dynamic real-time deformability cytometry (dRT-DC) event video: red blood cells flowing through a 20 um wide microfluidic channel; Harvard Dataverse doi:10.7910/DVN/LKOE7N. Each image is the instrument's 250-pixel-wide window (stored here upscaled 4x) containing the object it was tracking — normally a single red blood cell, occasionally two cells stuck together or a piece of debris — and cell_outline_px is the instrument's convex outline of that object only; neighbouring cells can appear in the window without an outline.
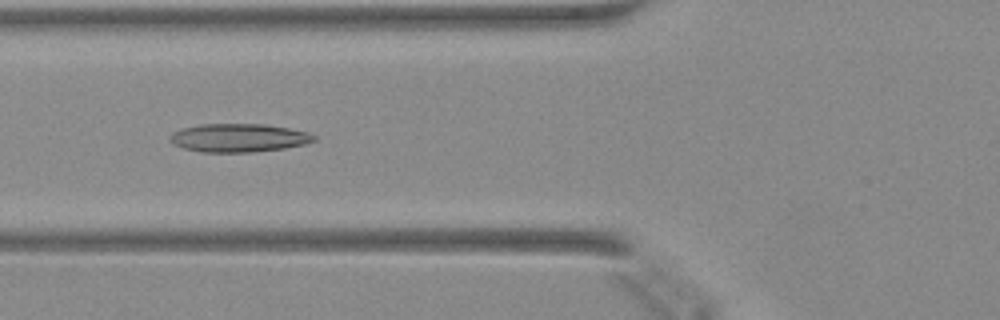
{"species": "Egyptian fruit bat (a non-hibernating species)", "species_latin": "Rousettus aegyptiacus", "temperature_condition": "warm", "stored_images_in_passage": 48, "camera_frame_rate_fps": 3000, "um_per_image_px": 0.085, "animal": {"sex": "female"}, "frame": {"image": 1, "passage_image": 18, "time_ms": 5.667, "image_size_px": [1000, 320], "cell_outline_px": [[316, 140], [304, 144], [284, 148], [252, 152], [200, 152], [184, 148], [172, 144], [168, 140], [168, 136], [172, 132], [184, 128], [200, 124], [264, 124], [288, 128], [308, 132], [316, 136]], "centroid_in_image_um": [20.25, 11.72], "position_along_channel_um": 105.5, "area_um2": 23.87}}
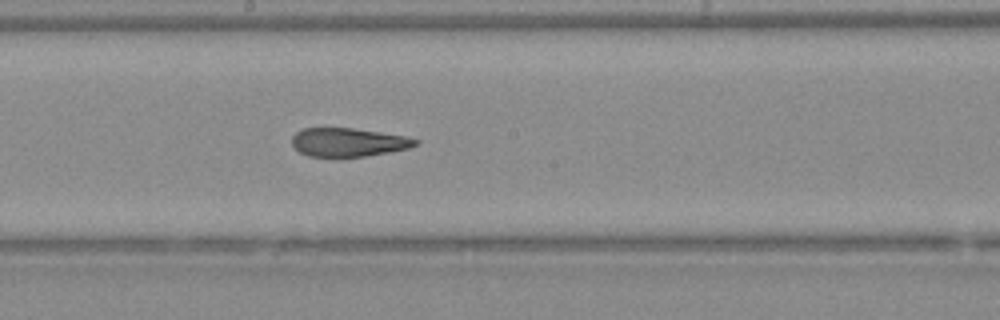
{"frame": {"image": 2, "passage_image": 26, "time_ms": 8.333, "image_size_px": [1000, 320], "cell_outline_px": [[420, 144], [408, 148], [388, 152], [364, 156], [308, 156], [300, 152], [292, 144], [292, 136], [296, 132], [304, 128], [352, 128], [380, 132], [404, 136], [420, 140]], "centroid_in_image_um": [29.61, 12.08], "position_along_channel_um": 218.6, "area_um2": 20.35}}
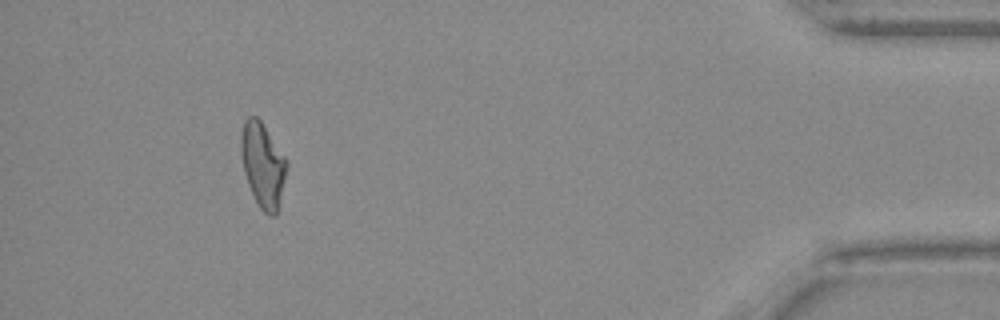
{"frame": {"image": 3, "passage_image": 44, "time_ms": 14.333, "image_size_px": [1000, 320], "cell_outline_px": [[288, 164], [276, 216], [272, 216], [264, 212], [260, 208], [248, 184], [244, 172], [240, 152], [240, 136], [244, 120], [248, 116], [256, 116], [260, 120], [288, 160]], "centroid_in_image_um": [22.33, 13.99], "position_along_channel_um": 412.9, "area_um2": 22.43}}